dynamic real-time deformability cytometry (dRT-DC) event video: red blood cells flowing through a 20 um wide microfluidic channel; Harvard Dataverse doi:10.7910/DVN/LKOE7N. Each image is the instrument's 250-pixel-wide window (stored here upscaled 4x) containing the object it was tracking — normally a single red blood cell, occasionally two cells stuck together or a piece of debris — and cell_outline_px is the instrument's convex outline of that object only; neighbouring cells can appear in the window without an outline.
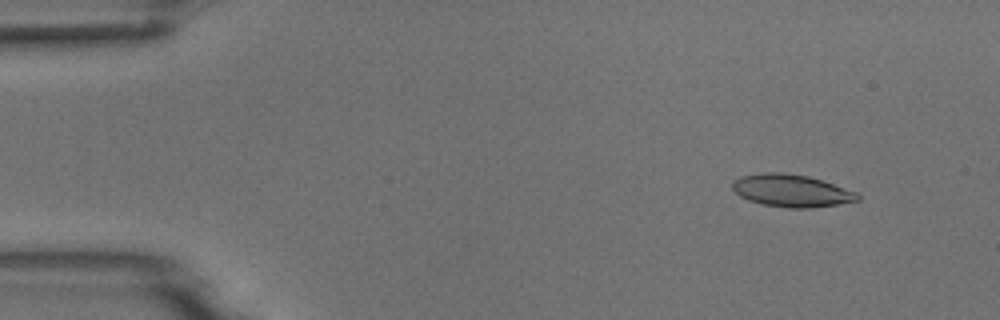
{"species": "common noctule bat (a hibernating species)", "species_latin": "Nyctalus noctula", "temperature_condition": "room temperature", "stored_images_in_passage": 5, "camera_frame_rate_fps": 3000, "um_per_image_px": 0.085, "animal": {"sex": "male", "body_mass_g": 18.8}, "frame": {"image": 1, "passage_image": 2, "time_ms": 1.0, "image_size_px": [1000, 320], "cell_outline_px": [[860, 200], [836, 204], [808, 208], [788, 208], [764, 204], [748, 200], [740, 196], [732, 188], [732, 180], [740, 176], [764, 172], [784, 172], [808, 176], [856, 192], [860, 196]], "centroid_in_image_um": [67.22, 16.2], "position_along_channel_um": 17.8, "area_um2": 23.47}}
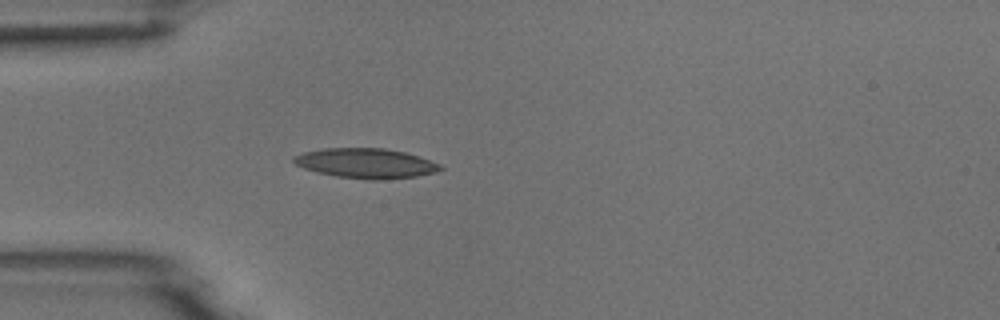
{"frame": {"image": 2, "passage_image": 5, "time_ms": 4.333, "image_size_px": [1000, 320], "cell_outline_px": [[444, 168], [432, 172], [416, 176], [380, 180], [368, 180], [336, 176], [316, 172], [304, 168], [296, 164], [292, 160], [292, 156], [304, 152], [324, 148], [384, 148], [404, 152], [440, 164]], "centroid_in_image_um": [31.04, 13.88], "position_along_channel_um": 54.0, "area_um2": 25.32}}